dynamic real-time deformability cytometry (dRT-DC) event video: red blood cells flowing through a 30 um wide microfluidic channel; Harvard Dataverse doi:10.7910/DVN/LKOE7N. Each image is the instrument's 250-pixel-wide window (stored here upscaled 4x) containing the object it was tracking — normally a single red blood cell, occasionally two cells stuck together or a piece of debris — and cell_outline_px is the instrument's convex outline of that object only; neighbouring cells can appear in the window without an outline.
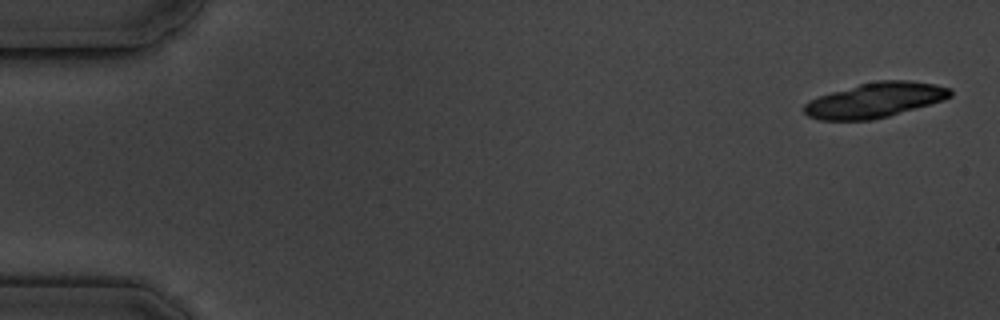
{"species": "common noctule bat (a hibernating species)", "species_latin": "Nyctalus noctula", "temperature_condition": "cold", "stored_images_in_passage": 10, "camera_frame_rate_fps": 3000, "um_per_image_px": 0.085, "animal": {"sex": "male", "body_mass_g": 19.5, "forearm_length_mm": 54.6}, "frame": {"image": 1, "passage_image": 1, "time_ms": 0.0, "image_size_px": [1000, 320], "cell_outline_px": [[952, 96], [944, 100], [888, 116], [872, 120], [820, 120], [808, 116], [804, 112], [804, 104], [808, 100], [832, 92], [860, 84], [880, 80], [908, 80], [936, 84], [952, 88]], "centroid_in_image_um": [74.4, 8.51], "position_along_channel_um": 10.6, "area_um2": 29.65}}
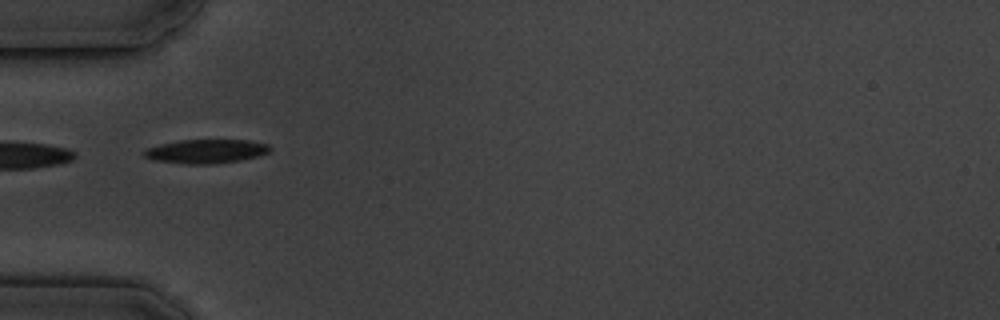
{"frame": {"image": 2, "passage_image": 6, "time_ms": 5.667, "image_size_px": [1000, 320], "cell_outline_px": [[272, 148], [268, 152], [260, 156], [240, 160], [212, 164], [184, 164], [152, 160], [144, 156], [140, 152], [144, 148], [160, 144], [180, 140], [248, 140], [268, 144]], "centroid_in_image_um": [17.47, 12.86], "position_along_channel_um": 67.5, "area_um2": 17.8}}